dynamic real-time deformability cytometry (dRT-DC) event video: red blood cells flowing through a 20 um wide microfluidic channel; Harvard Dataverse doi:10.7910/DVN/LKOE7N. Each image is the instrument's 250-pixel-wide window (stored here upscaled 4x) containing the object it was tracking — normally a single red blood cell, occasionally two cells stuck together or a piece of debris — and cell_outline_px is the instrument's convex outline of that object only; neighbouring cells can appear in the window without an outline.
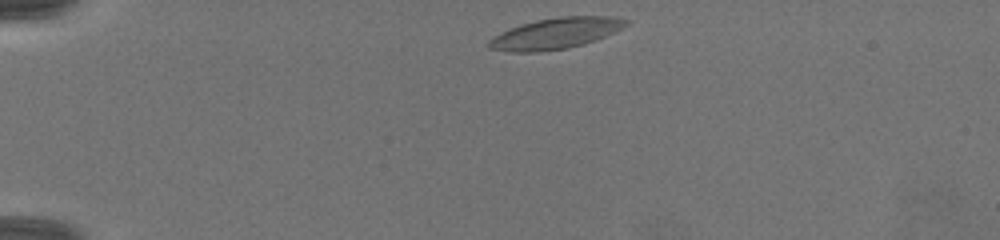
{"species": "common noctule bat (a hibernating species)", "species_latin": "Nyctalus noctula", "temperature_condition": "warm", "stored_images_in_passage": 53, "camera_frame_rate_fps": 3000, "um_per_image_px": 0.085, "animal": {"sex": "female", "body_mass_g": 19.5, "forearm_length_mm": 54.1}, "frame": {"image": 1, "passage_image": 1, "time_ms": 0.0, "image_size_px": [1000, 240], "cell_outline_px": [[632, 20], [628, 24], [604, 36], [584, 44], [568, 48], [536, 52], [508, 52], [488, 48], [488, 40], [492, 36], [520, 24], [536, 20], [560, 16], [616, 16]], "centroid_in_image_um": [47.21, 2.83], "position_along_channel_um": 37.8, "area_um2": 24.85}}
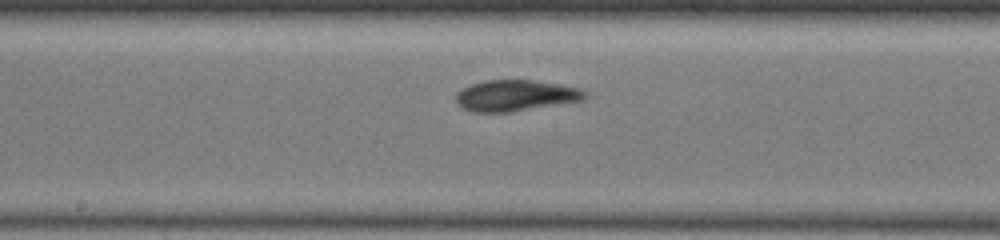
{"frame": {"image": 2, "passage_image": 23, "time_ms": 5.667, "image_size_px": [1000, 240], "cell_outline_px": [[588, 96], [584, 100], [508, 112], [472, 112], [456, 104], [456, 92], [472, 84], [484, 80], [536, 80], [576, 88], [588, 92]], "centroid_in_image_um": [43.8, 8.12], "position_along_channel_um": 204.4, "area_um2": 23.24}}
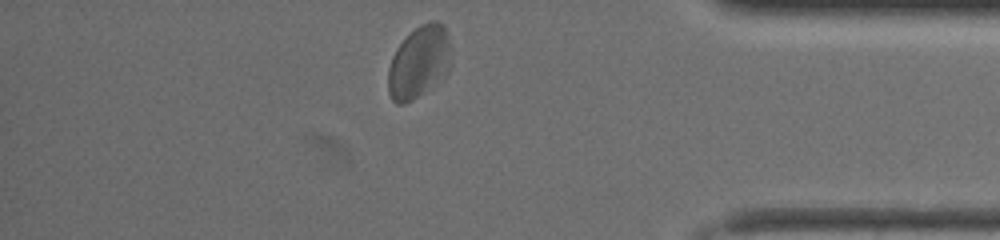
{"frame": {"image": 3, "passage_image": 46, "time_ms": 11.0, "image_size_px": [1000, 240], "cell_outline_px": [[448, 48], [440, 72], [412, 100], [404, 104], [396, 104], [392, 100], [388, 92], [388, 68], [392, 56], [396, 48], [420, 24], [428, 20], [436, 20], [444, 24], [448, 36]], "centroid_in_image_um": [35.46, 5.2], "position_along_channel_um": 399.7, "area_um2": 24.39}, "authors_computed_cell_mechanics": {"area_um2": 24.0448, "velocity_mm_per_s": 4.0813, "shape_relaxation_time_tau1_ms": 3.1354, "shape_relaxation_time_tau2_ms": 1.0662, "deformation_change_tau1": 0.1045, "deformation_change_tau2": 0.0617}}